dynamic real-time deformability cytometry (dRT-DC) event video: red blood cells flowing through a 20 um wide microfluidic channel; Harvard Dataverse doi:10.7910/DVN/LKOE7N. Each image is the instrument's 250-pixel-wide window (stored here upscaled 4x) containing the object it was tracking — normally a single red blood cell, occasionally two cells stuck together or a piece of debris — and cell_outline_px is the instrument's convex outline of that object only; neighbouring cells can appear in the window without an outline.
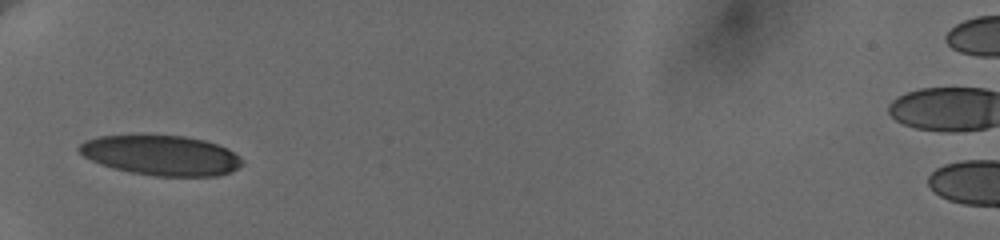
{"species": "human", "species_latin": "Homo sapiens", "temperature_condition": "cold", "stored_images_in_passage": 9, "camera_frame_rate_fps": 3000, "um_per_image_px": 0.085, "donor": {"sex": "female"}, "frame": {"image": 1, "passage_image": 1, "time_ms": 0.0, "image_size_px": [1000, 240], "cell_outline_px": [[244, 164], [232, 172], [216, 176], [156, 176], [132, 172], [112, 168], [100, 164], [84, 156], [76, 148], [84, 140], [100, 136], [140, 132], [144, 132], [184, 136], [204, 140], [228, 148], [240, 156], [244, 160]], "centroid_in_image_um": [13.69, 13.15], "position_along_channel_um": 71.3, "area_um2": 39.19}}
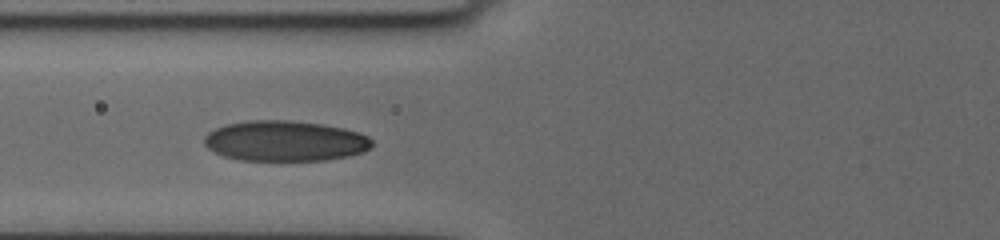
{"frame": {"image": 2, "passage_image": 8, "time_ms": 1.0, "image_size_px": [1000, 240], "cell_outline_px": [[376, 144], [372, 148], [364, 152], [348, 156], [324, 160], [240, 160], [224, 156], [208, 148], [204, 144], [204, 136], [208, 132], [216, 128], [228, 124], [248, 120], [288, 120], [320, 124], [344, 128], [360, 132], [368, 136]], "centroid_in_image_um": [24.27, 11.98], "position_along_channel_um": 101.5, "area_um2": 39.71}}